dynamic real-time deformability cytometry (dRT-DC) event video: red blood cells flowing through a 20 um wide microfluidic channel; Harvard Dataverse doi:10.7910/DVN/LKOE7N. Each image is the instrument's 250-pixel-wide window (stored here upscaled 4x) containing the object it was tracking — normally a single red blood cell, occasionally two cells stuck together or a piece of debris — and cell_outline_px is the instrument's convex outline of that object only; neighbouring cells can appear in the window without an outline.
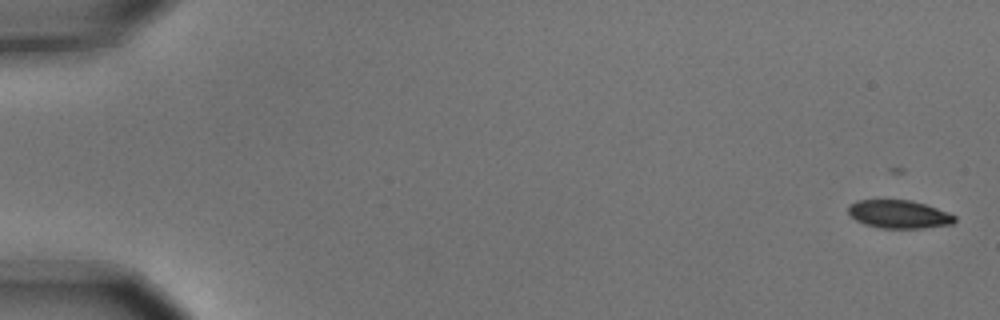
{"species": "common noctule bat (a hibernating species)", "species_latin": "Nyctalus noctula", "temperature_condition": "cold", "stored_images_in_passage": 9, "camera_frame_rate_fps": 3000, "um_per_image_px": 0.085, "animal": {"sex": "male", "body_mass_g": 15.6}, "frame": {"image": 1, "passage_image": 1, "time_ms": 0.0, "image_size_px": [1000, 320], "cell_outline_px": [[956, 220], [952, 224], [924, 228], [880, 228], [864, 224], [856, 220], [848, 212], [848, 204], [856, 200], [908, 200], [924, 204], [948, 212], [956, 216]], "centroid_in_image_um": [76.39, 18.21], "position_along_channel_um": 8.6, "area_um2": 17.46}}
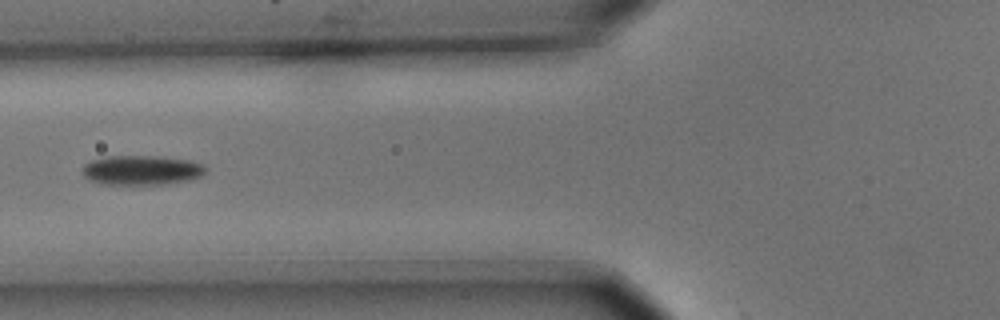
{"frame": {"image": 2, "passage_image": 7, "time_ms": 2.0, "image_size_px": [1000, 320], "cell_outline_px": [[204, 172], [200, 176], [188, 180], [160, 184], [100, 184], [88, 180], [84, 176], [84, 164], [92, 160], [104, 156], [156, 156], [188, 160], [204, 164]], "centroid_in_image_um": [11.99, 14.46], "position_along_channel_um": 113.8, "area_um2": 21.04}}
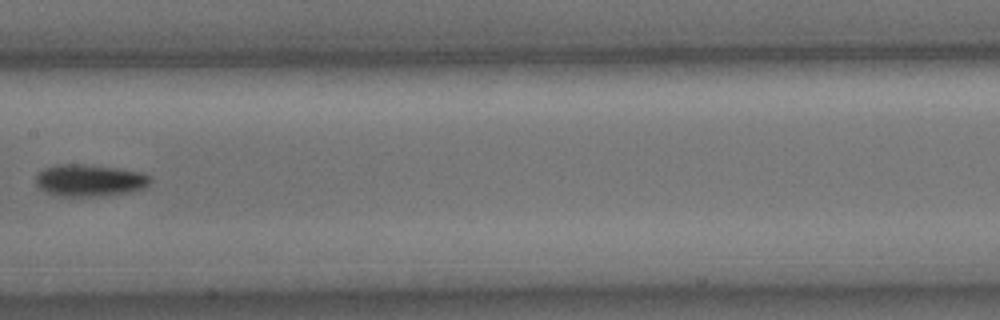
{"frame": {"image": 3, "passage_image": 9, "time_ms": 2.667, "image_size_px": [1000, 320], "cell_outline_px": [[152, 180], [144, 188], [132, 192], [96, 196], [60, 196], [48, 192], [40, 188], [36, 184], [36, 176], [44, 168], [56, 164], [84, 164], [116, 168], [140, 172], [152, 176]], "centroid_in_image_um": [7.64, 15.33], "position_along_channel_um": 199.8, "area_um2": 21.27}}